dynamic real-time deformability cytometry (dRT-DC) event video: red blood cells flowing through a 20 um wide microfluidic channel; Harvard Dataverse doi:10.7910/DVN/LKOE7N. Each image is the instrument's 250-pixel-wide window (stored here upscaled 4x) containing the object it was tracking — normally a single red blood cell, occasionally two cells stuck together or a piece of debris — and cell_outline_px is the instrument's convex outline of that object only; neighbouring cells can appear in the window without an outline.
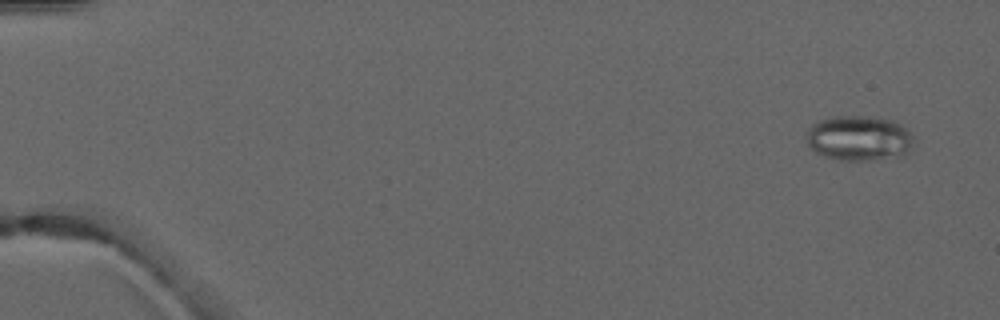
{"species": "common noctule bat (a hibernating species)", "species_latin": "Nyctalus noctula", "temperature_condition": "warm", "stored_images_in_passage": 5, "camera_frame_rate_fps": 3000, "um_per_image_px": 0.085, "animal": {"sex": "male", "forearm_length_mm": 52.5}, "frame": {"image": 1, "passage_image": 1, "time_ms": 0.0, "image_size_px": [1000, 320], "cell_outline_px": [[912, 144], [908, 152], [900, 156], [868, 160], [840, 160], [816, 152], [808, 144], [808, 128], [812, 124], [820, 120], [836, 116], [868, 116], [892, 120], [900, 124], [912, 136]], "centroid_in_image_um": [73.01, 11.74], "position_along_channel_um": 12.0, "area_um2": 27.74}}